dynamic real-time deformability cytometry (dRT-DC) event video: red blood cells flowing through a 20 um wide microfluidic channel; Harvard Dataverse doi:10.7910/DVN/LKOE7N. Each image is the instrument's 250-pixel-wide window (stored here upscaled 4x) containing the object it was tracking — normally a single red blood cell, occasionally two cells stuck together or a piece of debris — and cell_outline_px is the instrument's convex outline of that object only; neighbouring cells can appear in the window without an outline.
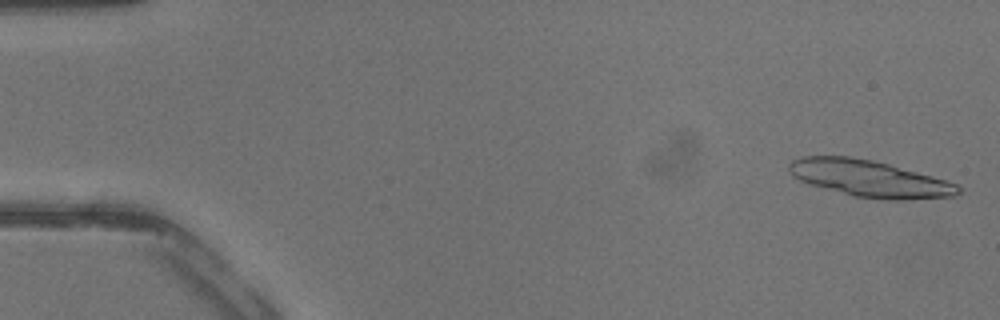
{"species": "common noctule bat (a hibernating species)", "species_latin": "Nyctalus noctula", "temperature_condition": "warm", "stored_images_in_passage": 41, "camera_frame_rate_fps": 3000, "um_per_image_px": 0.085, "animal": {"sex": "male", "body_mass_g": 13.3}, "frame": {"image": 1, "passage_image": 1, "time_ms": 0.0, "image_size_px": [1000, 320], "cell_outline_px": [[960, 192], [952, 196], [904, 200], [884, 200], [852, 196], [812, 184], [800, 180], [792, 176], [788, 168], [788, 164], [792, 160], [804, 156], [848, 156], [872, 160], [888, 164], [932, 176], [956, 184], [960, 188]], "centroid_in_image_um": [73.88, 15.18], "position_along_channel_um": 11.1, "area_um2": 35.78}}
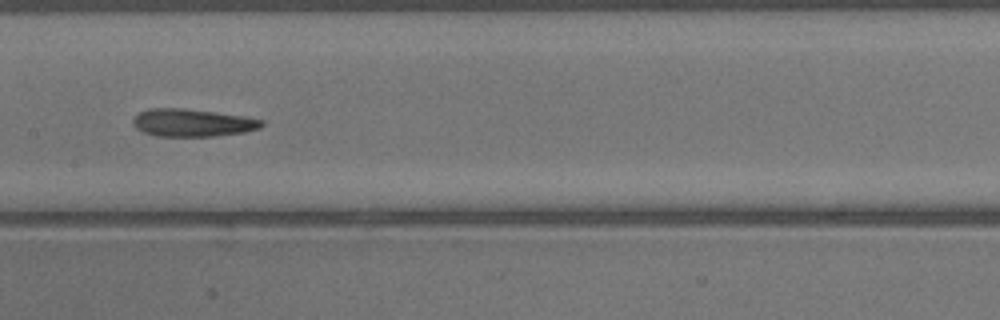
{"frame": {"image": 2, "passage_image": 21, "time_ms": 6.667, "image_size_px": [1000, 320], "cell_outline_px": [[264, 124], [260, 128], [244, 132], [216, 136], [156, 136], [144, 132], [136, 128], [132, 124], [132, 120], [140, 112], [148, 108], [184, 108], [244, 116], [264, 120]], "centroid_in_image_um": [16.36, 10.43], "position_along_channel_um": 191.0, "area_um2": 20.75}}
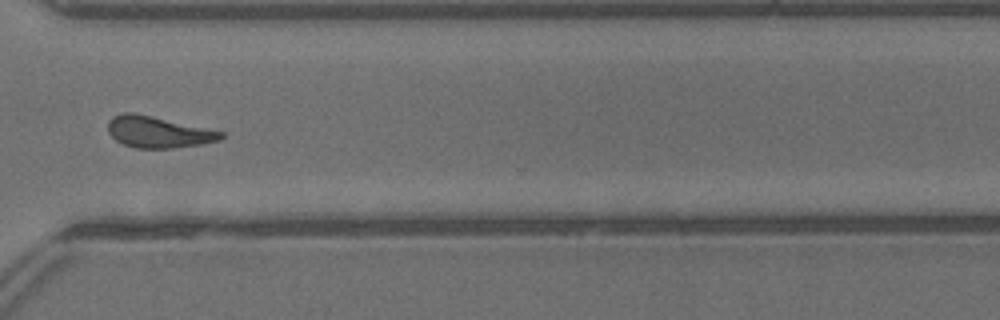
{"frame": {"image": 3, "passage_image": 31, "time_ms": 10.0, "image_size_px": [1000, 320], "cell_outline_px": [[224, 136], [220, 140], [204, 144], [172, 148], [136, 148], [124, 144], [116, 140], [108, 132], [108, 120], [112, 116], [124, 112], [132, 112], [152, 116], [224, 132]], "centroid_in_image_um": [13.44, 11.22], "position_along_channel_um": 357.2, "area_um2": 20.63}}